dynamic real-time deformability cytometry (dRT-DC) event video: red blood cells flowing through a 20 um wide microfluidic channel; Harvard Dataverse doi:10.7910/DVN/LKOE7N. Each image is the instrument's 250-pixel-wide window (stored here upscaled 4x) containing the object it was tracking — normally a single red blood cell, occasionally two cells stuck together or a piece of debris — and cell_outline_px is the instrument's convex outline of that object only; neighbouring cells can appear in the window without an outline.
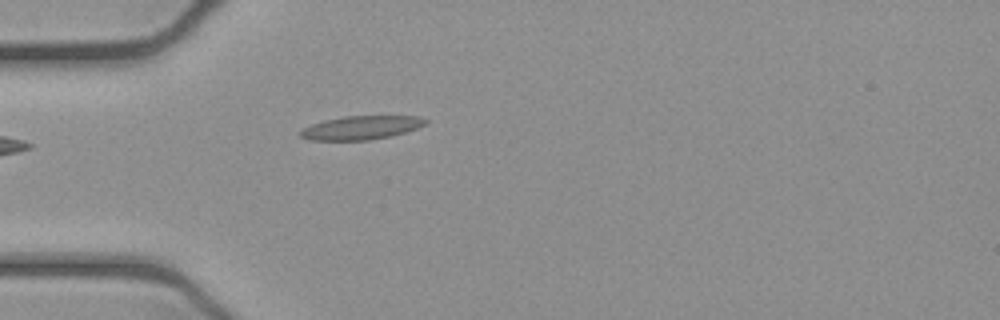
{"species": "common noctule bat (a hibernating species)", "species_latin": "Nyctalus noctula", "temperature_condition": "cold", "stored_images_in_passage": 5, "camera_frame_rate_fps": 3000, "um_per_image_px": 0.085, "animal": {"sex": "female", "body_mass_g": 21.9}, "frame": {"image": 1, "passage_image": 1, "time_ms": 0.0, "image_size_px": [1000, 320], "cell_outline_px": [[428, 120], [424, 124], [416, 128], [392, 136], [368, 140], [312, 140], [300, 136], [300, 128], [324, 120], [344, 116], [420, 116]], "centroid_in_image_um": [30.67, 10.85], "position_along_channel_um": 54.3, "area_um2": 17.17}}
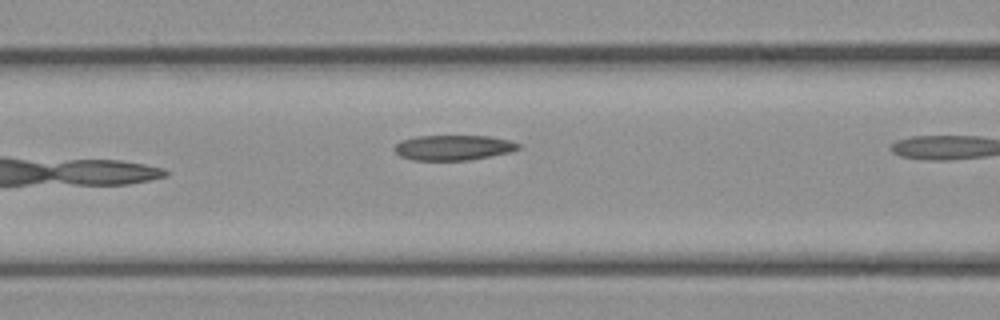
{"frame": {"image": 2, "passage_image": 4, "time_ms": 1.0, "image_size_px": [1000, 320], "cell_outline_px": [[520, 148], [508, 152], [468, 160], [412, 160], [400, 156], [392, 148], [400, 140], [416, 136], [488, 136], [508, 140], [520, 144]], "centroid_in_image_um": [38.47, 12.54], "position_along_channel_um": 128.1, "area_um2": 18.03}}